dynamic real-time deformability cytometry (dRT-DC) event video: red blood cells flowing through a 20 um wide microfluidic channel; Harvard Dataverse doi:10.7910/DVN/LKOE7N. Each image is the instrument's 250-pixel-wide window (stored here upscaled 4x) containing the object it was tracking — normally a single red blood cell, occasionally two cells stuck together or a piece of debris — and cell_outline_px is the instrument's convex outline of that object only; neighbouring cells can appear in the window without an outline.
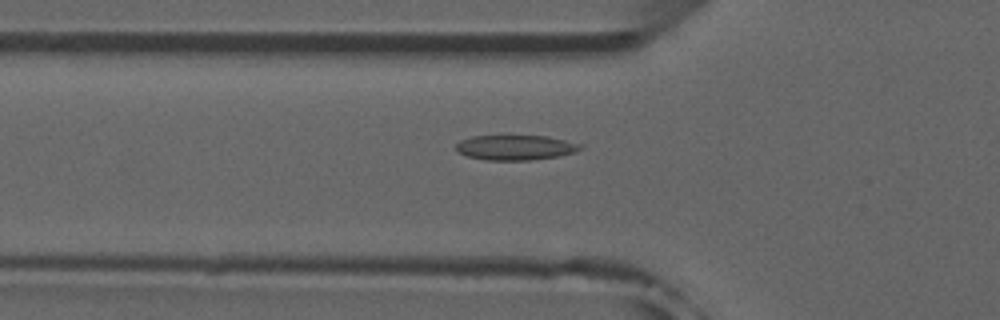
{"species": "common noctule bat (a hibernating species)", "species_latin": "Nyctalus noctula", "temperature_condition": "room temperature", "stored_images_in_passage": 52, "camera_frame_rate_fps": 3000, "um_per_image_px": 0.085, "animal": {"sex": "male", "forearm_length_mm": 52.5}, "frame": {"image": 1, "passage_image": 18, "time_ms": 5.667, "image_size_px": [1000, 320], "cell_outline_px": [[584, 148], [576, 152], [556, 156], [532, 160], [484, 160], [468, 156], [460, 152], [456, 148], [456, 144], [460, 140], [472, 136], [548, 136], [584, 144]], "centroid_in_image_um": [43.87, 12.53], "position_along_channel_um": 81.9, "area_um2": 18.15}}
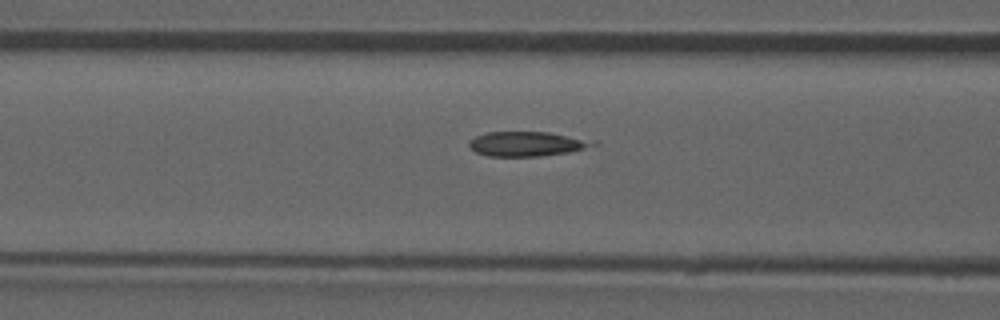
{"frame": {"image": 2, "passage_image": 21, "time_ms": 6.667, "image_size_px": [1000, 320], "cell_outline_px": [[600, 144], [568, 152], [540, 156], [488, 156], [476, 152], [468, 144], [468, 140], [476, 136], [488, 132], [548, 132], [600, 140]], "centroid_in_image_um": [44.86, 12.22], "position_along_channel_um": 121.7, "area_um2": 17.98}}
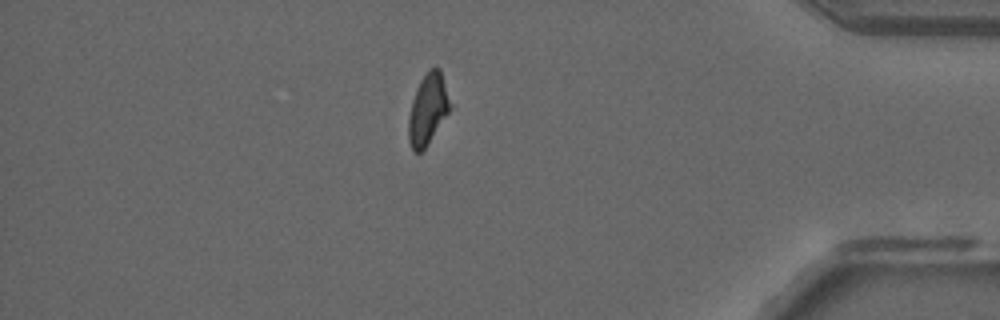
{"frame": {"image": 3, "passage_image": 45, "time_ms": 14.667, "image_size_px": [1000, 320], "cell_outline_px": [[448, 112], [424, 148], [420, 152], [412, 152], [408, 140], [408, 116], [412, 100], [416, 88], [420, 80], [428, 68], [440, 68], [448, 100]], "centroid_in_image_um": [36.29, 9.28], "position_along_channel_um": 398.9, "area_um2": 16.59}, "authors_computed_cell_mechanics": {"area_um2": 17.9758, "velocity_mm_per_s": 3.9563, "shape_relaxation_time_tau1_ms": null, "shape_relaxation_time_tau2_ms": 1.27, "deformation_change_tau1": null, "deformation_change_tau2": 0.0493}}